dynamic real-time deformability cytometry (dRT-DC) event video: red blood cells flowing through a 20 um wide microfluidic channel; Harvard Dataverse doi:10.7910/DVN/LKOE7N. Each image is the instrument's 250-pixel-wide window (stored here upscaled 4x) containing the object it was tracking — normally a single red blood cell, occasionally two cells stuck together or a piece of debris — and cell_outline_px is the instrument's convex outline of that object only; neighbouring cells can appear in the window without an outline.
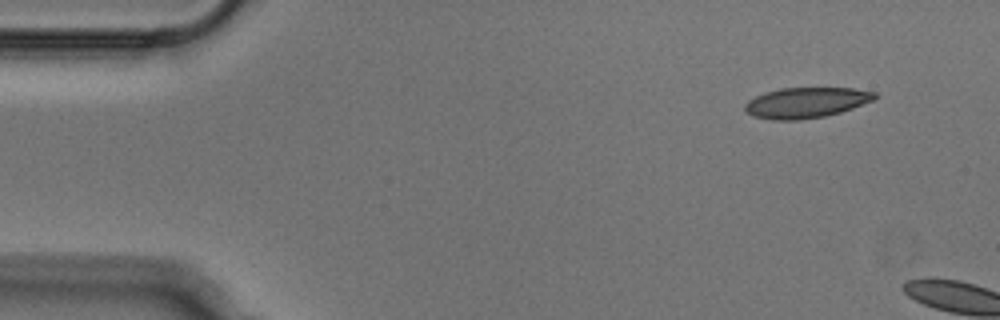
{"species": "Egyptian fruit bat (a non-hibernating species)", "species_latin": "Rousettus aegyptiacus", "temperature_condition": "cold", "stored_images_in_passage": 3, "camera_frame_rate_fps": 3000, "um_per_image_px": 0.085, "animal": {"sex": "male"}, "frame": {"image": 1, "passage_image": 1, "time_ms": 0.0, "image_size_px": [1000, 320], "cell_outline_px": [[876, 96], [872, 100], [852, 108], [840, 112], [824, 116], [800, 120], [772, 120], [752, 116], [744, 108], [744, 104], [748, 100], [764, 92], [780, 88], [852, 88], [876, 92]], "centroid_in_image_um": [68.47, 8.72], "position_along_channel_um": 16.5, "area_um2": 23.0}}